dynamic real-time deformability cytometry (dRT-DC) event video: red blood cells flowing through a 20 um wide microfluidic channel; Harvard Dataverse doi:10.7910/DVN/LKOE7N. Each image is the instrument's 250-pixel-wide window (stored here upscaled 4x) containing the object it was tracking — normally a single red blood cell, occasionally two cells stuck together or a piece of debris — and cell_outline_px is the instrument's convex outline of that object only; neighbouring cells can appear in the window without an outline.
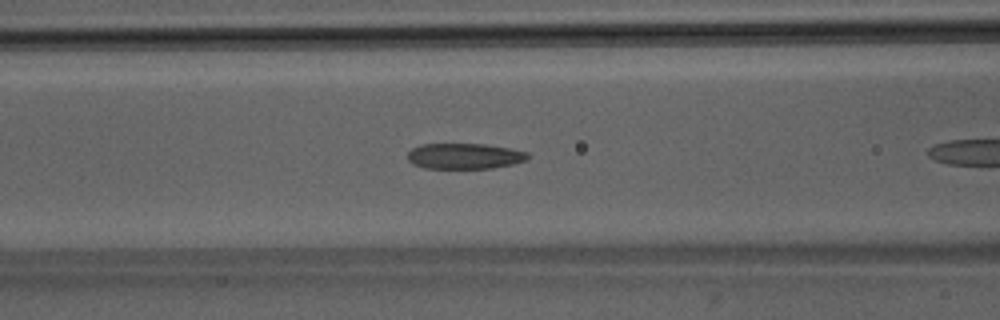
{"species": "Egyptian fruit bat (a non-hibernating species)", "species_latin": "Rousettus aegyptiacus", "temperature_condition": "room temperature", "stored_images_in_passage": 33, "camera_frame_rate_fps": 3000, "um_per_image_px": 0.085, "animal": {"sex": "male"}, "frame": {"image": 1, "passage_image": 6, "time_ms": 1.667, "image_size_px": [1000, 320], "cell_outline_px": [[528, 160], [512, 164], [492, 168], [424, 168], [412, 164], [408, 160], [408, 152], [412, 148], [420, 144], [484, 144], [508, 148], [528, 152]], "centroid_in_image_um": [39.46, 13.27], "position_along_channel_um": 127.1, "area_um2": 17.98}, "authors_computed_cell_mechanics": {"area_um2": 19.0162, "velocity_mm_per_s": 4.0696, "shape_relaxation_time_tau1_ms": 9.2087, "shape_relaxation_time_tau2_ms": 1.9959, "deformation_change_tau1": 0.1978, "deformation_change_tau2": 0.0886}}